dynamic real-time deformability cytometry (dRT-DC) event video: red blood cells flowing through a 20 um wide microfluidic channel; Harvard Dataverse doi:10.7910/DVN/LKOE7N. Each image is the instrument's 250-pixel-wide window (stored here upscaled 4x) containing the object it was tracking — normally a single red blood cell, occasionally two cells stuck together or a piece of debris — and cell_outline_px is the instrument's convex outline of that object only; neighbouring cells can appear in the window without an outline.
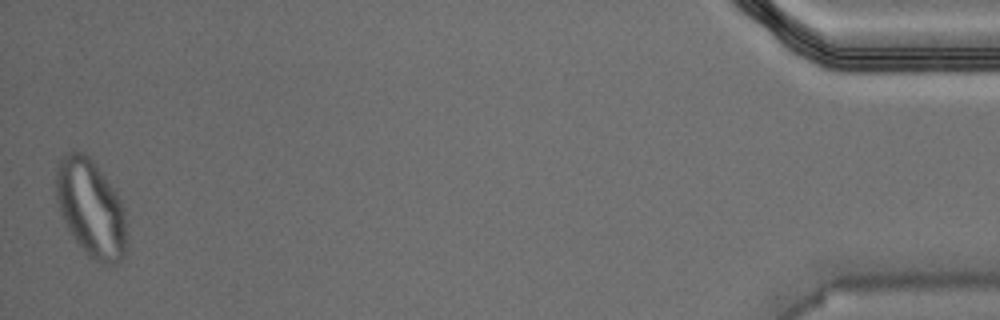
{"species": "Egyptian fruit bat (a non-hibernating species)", "species_latin": "Rousettus aegyptiacus", "temperature_condition": "warm", "stored_images_in_passage": 35, "camera_frame_rate_fps": 3000, "um_per_image_px": 0.085, "animal": {"sex": "male"}, "frame": {"image": 1, "passage_image": 35, "time_ms": 11.333, "image_size_px": [1000, 320], "cell_outline_px": [[128, 236], [124, 252], [120, 260], [112, 268], [100, 264], [88, 256], [76, 240], [68, 228], [60, 212], [56, 196], [56, 164], [64, 152], [72, 148], [88, 156], [96, 164], [116, 192], [124, 208]], "centroid_in_image_um": [7.73, 17.7], "position_along_channel_um": 427.5, "area_um2": 40.63}}